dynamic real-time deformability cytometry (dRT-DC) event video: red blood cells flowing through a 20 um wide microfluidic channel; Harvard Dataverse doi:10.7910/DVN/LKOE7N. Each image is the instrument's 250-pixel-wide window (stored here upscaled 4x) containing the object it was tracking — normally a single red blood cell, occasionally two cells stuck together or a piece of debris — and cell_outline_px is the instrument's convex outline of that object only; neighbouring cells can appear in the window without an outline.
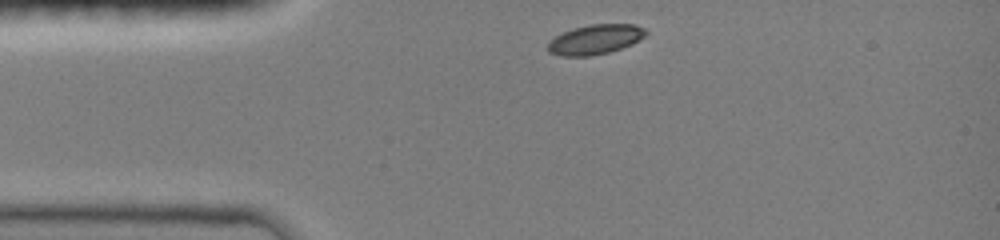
{"species": "common noctule bat (a hibernating species)", "species_latin": "Nyctalus noctula", "temperature_condition": "room temperature", "stored_images_in_passage": 33, "camera_frame_rate_fps": 3000, "um_per_image_px": 0.085, "animal": {"sex": "female", "body_mass_g": 19.0, "forearm_length_mm": 51.5}, "frame": {"image": 1, "passage_image": 1, "time_ms": 0.0, "image_size_px": [1000, 240], "cell_outline_px": [[648, 32], [644, 36], [632, 44], [608, 52], [588, 56], [560, 56], [548, 52], [548, 40], [572, 28], [592, 24], [636, 24], [644, 28]], "centroid_in_image_um": [50.58, 3.35], "position_along_channel_um": 34.4, "area_um2": 16.94}}
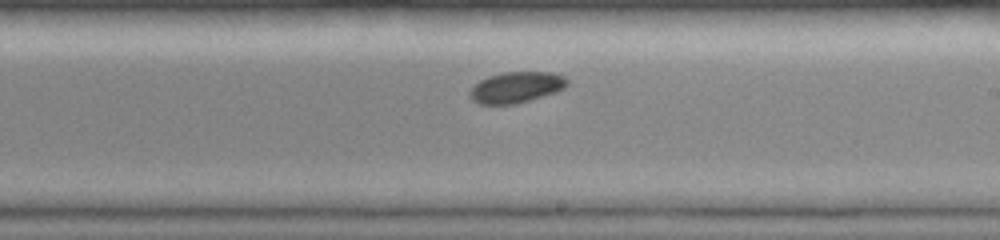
{"frame": {"image": 2, "passage_image": 19, "time_ms": 6.0, "image_size_px": [1000, 240], "cell_outline_px": [[568, 84], [564, 88], [556, 92], [516, 104], [480, 104], [472, 100], [468, 96], [468, 92], [480, 80], [488, 76], [504, 72], [552, 72], [564, 76], [568, 80]], "centroid_in_image_um": [43.88, 7.42], "position_along_channel_um": 245.1, "area_um2": 17.63}}
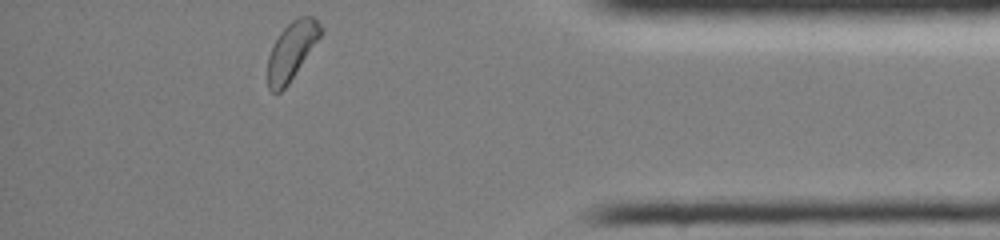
{"frame": {"image": 3, "passage_image": 33, "time_ms": 10.667, "image_size_px": [1000, 240], "cell_outline_px": [[324, 28], [320, 36], [288, 84], [280, 92], [272, 92], [268, 88], [268, 56], [272, 44], [280, 32], [292, 20], [300, 16], [312, 16]], "centroid_in_image_um": [24.77, 4.3], "position_along_channel_um": 410.4, "area_um2": 17.57}, "authors_computed_cell_mechanics": {"area_um2": 17.6868, "velocity_mm_per_s": 4.0044, "shape_relaxation_time_tau1_ms": 1.5208, "shape_relaxation_time_tau2_ms": null, "deformation_change_tau1": 0.0399, "deformation_change_tau2": null}}